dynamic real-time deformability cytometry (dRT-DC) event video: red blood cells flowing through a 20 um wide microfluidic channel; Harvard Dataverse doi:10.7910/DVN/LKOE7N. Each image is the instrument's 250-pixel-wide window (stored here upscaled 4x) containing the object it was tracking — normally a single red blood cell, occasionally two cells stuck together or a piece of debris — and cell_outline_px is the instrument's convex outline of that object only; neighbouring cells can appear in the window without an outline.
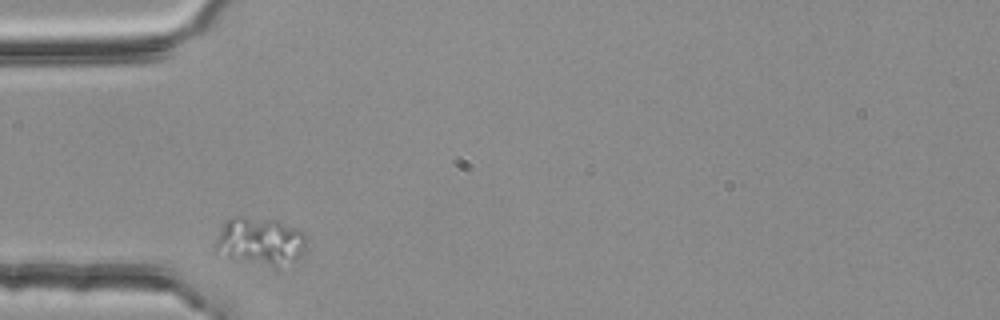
{"species": "common noctule bat (a hibernating species)", "species_latin": "Nyctalus noctula", "temperature_condition": "room temperature", "stored_images_in_passage": 3, "camera_frame_rate_fps": 3000, "um_per_image_px": 0.085, "animal": {"sex": "female", "body_mass_g": 25.1}, "frame": {"image": 1, "passage_image": 1, "time_ms": 0.0, "image_size_px": [1000, 320], "cell_outline_px": [[308, 252], [304, 256], [276, 264], [268, 264], [228, 256], [212, 252], [212, 248], [224, 224], [228, 220], [236, 216], [244, 216], [276, 220], [300, 228], [308, 236]], "centroid_in_image_um": [22.19, 20.44], "position_along_channel_um": 62.8, "area_um2": 25.09}}
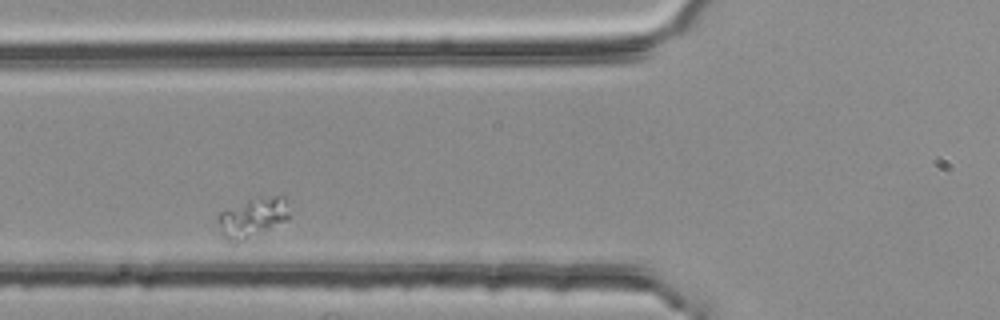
{"frame": {"image": 2, "passage_image": 2, "time_ms": 0.333, "image_size_px": [1000, 320], "cell_outline_px": [[288, 220], [236, 244], [224, 244], [216, 220], [216, 216], [220, 212], [256, 196], [284, 196], [288, 212]], "centroid_in_image_um": [21.37, 18.54], "position_along_channel_um": 104.4, "area_um2": 16.94}}
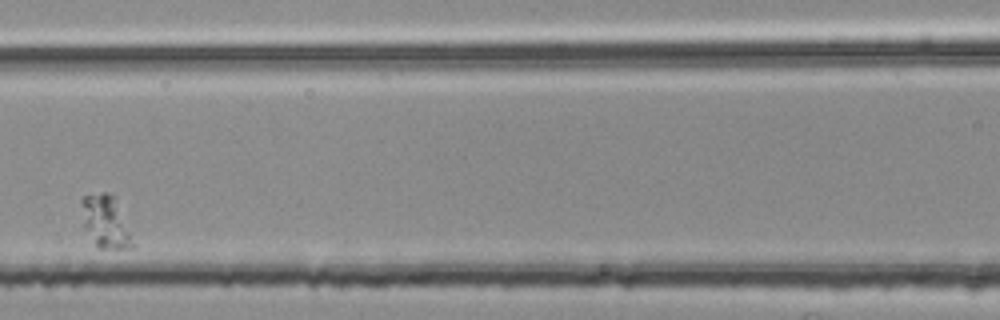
{"frame": {"image": 3, "passage_image": 3, "time_ms": 0.667, "image_size_px": [1000, 320], "cell_outline_px": [[136, 244], [132, 248], [100, 248], [96, 244], [84, 228], [80, 204], [80, 200], [84, 196], [100, 192], [108, 192], [116, 196]], "centroid_in_image_um": [9.01, 18.81], "position_along_channel_um": 157.6, "area_um2": 16.01}}